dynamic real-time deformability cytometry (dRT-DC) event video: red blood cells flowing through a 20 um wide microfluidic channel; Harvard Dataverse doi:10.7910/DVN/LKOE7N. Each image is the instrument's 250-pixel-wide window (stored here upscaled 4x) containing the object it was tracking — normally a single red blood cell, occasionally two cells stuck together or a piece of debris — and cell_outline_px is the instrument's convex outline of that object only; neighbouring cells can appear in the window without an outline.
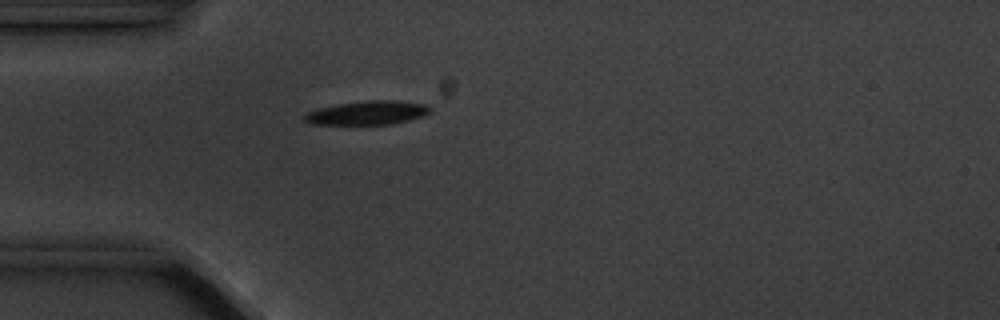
{"species": "common noctule bat (a hibernating species)", "species_latin": "Nyctalus noctula", "temperature_condition": "cold", "stored_images_in_passage": 1, "camera_frame_rate_fps": 3000, "um_per_image_px": 0.085, "animal": {"sex": "male", "body_mass_g": 20.1, "forearm_length_mm": 53.5}, "frame": {"image": 1, "passage_image": 1, "time_ms": 0.0, "image_size_px": [1000, 320], "cell_outline_px": [[432, 112], [424, 116], [392, 124], [312, 124], [304, 120], [304, 116], [308, 112], [320, 108], [340, 104], [368, 100], [396, 100], [428, 104], [432, 108]], "centroid_in_image_um": [31.33, 9.58], "position_along_channel_um": 53.7, "area_um2": 17.4}}